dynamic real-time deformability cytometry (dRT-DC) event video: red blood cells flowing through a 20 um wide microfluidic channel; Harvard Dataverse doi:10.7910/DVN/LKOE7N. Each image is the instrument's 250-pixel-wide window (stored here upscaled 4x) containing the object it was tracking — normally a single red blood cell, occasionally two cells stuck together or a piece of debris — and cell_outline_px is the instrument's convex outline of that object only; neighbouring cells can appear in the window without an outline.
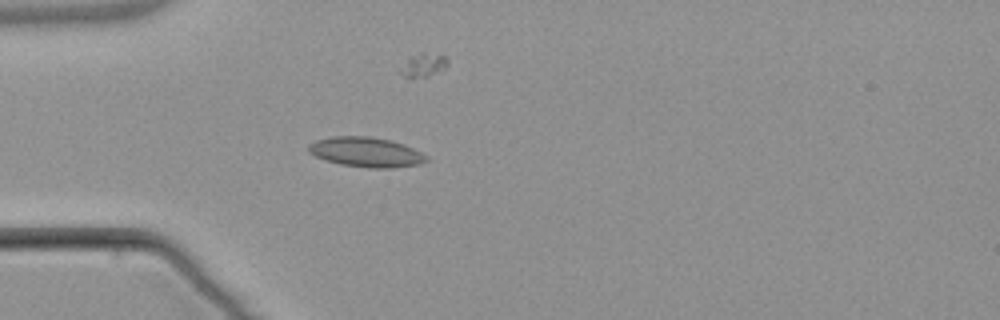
{"species": "common noctule bat (a hibernating species)", "species_latin": "Nyctalus noctula", "temperature_condition": "warm", "stored_images_in_passage": 6, "camera_frame_rate_fps": 3000, "um_per_image_px": 0.085, "animal": {"sex": "male", "body_mass_g": 21.5, "forearm_length_mm": 52.0}, "frame": {"image": 1, "passage_image": 4, "time_ms": 3.667, "image_size_px": [1000, 320], "cell_outline_px": [[428, 160], [420, 164], [392, 168], [368, 168], [340, 164], [316, 156], [308, 152], [308, 144], [316, 140], [332, 136], [372, 136], [392, 140], [404, 144], [428, 156]], "centroid_in_image_um": [31.13, 12.92], "position_along_channel_um": 53.9, "area_um2": 20.58}}